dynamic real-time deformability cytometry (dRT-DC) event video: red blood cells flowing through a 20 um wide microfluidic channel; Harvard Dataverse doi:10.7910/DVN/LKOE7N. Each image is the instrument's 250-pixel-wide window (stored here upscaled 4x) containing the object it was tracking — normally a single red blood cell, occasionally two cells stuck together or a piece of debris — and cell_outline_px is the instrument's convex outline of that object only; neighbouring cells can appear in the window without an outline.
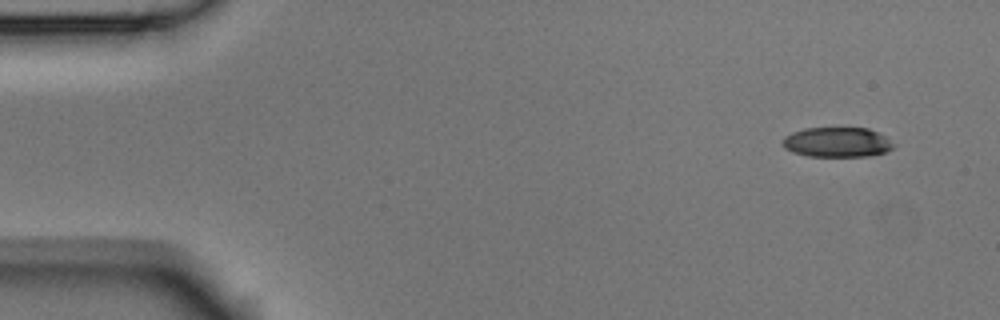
{"species": "Egyptian fruit bat (a non-hibernating species)", "species_latin": "Rousettus aegyptiacus", "temperature_condition": "room temperature", "stored_images_in_passage": 6, "camera_frame_rate_fps": 3000, "um_per_image_px": 0.085, "animal": {"sex": "male"}, "frame": {"image": 1, "passage_image": 1, "time_ms": 0.0, "image_size_px": [1000, 320], "cell_outline_px": [[896, 144], [892, 148], [884, 152], [868, 156], [808, 156], [792, 152], [784, 148], [784, 136], [792, 132], [804, 128], [868, 128], [884, 136]], "centroid_in_image_um": [71.14, 12.08], "position_along_channel_um": 13.9, "area_um2": 19.19}}
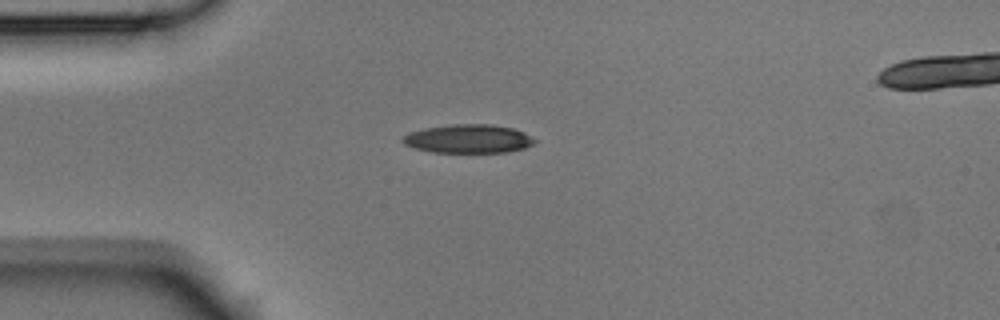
{"frame": {"image": 2, "passage_image": 4, "time_ms": 1.0, "image_size_px": [1000, 320], "cell_outline_px": [[536, 140], [532, 144], [524, 148], [508, 152], [432, 152], [416, 148], [404, 144], [400, 140], [408, 132], [424, 128], [452, 124], [492, 124], [512, 128], [524, 132]], "centroid_in_image_um": [39.79, 11.79], "position_along_channel_um": 45.2, "area_um2": 21.96}}
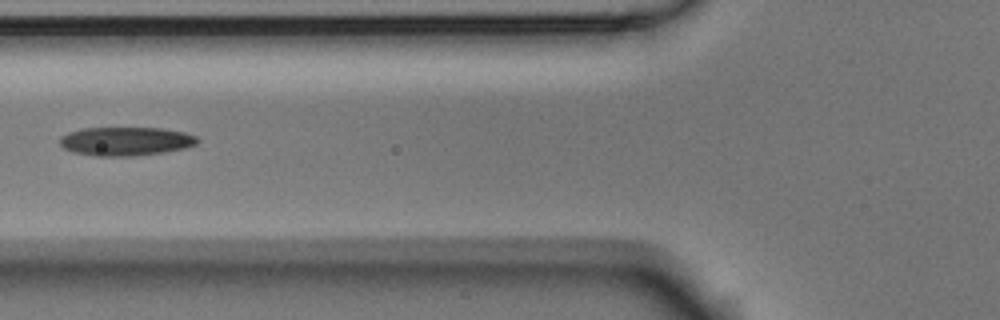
{"frame": {"image": 3, "passage_image": 6, "time_ms": 1.667, "image_size_px": [1000, 320], "cell_outline_px": [[200, 140], [196, 144], [184, 148], [164, 152], [132, 156], [96, 156], [76, 152], [64, 148], [60, 144], [60, 136], [68, 132], [80, 128], [160, 128], [184, 132], [196, 136]], "centroid_in_image_um": [10.68, 12.0], "position_along_channel_um": 115.1, "area_um2": 22.95}}